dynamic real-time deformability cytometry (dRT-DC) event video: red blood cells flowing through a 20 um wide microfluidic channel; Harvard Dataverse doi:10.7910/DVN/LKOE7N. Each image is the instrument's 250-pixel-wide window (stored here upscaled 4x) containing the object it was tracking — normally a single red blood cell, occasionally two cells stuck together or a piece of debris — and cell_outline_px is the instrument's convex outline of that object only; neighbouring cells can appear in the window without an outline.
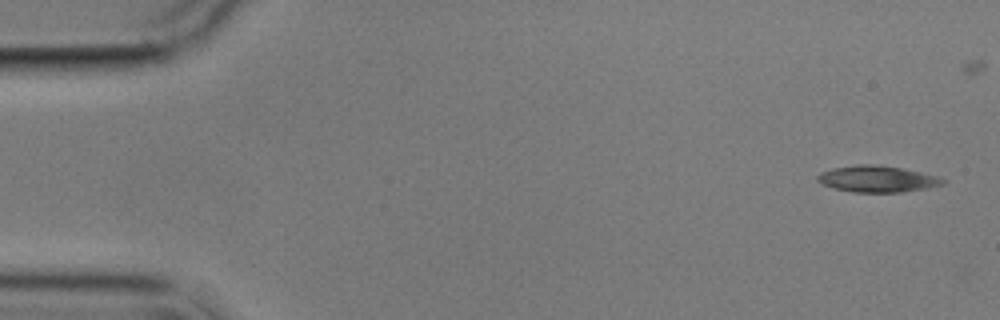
{"species": "common noctule bat (a hibernating species)", "species_latin": "Nyctalus noctula", "temperature_condition": "cold", "stored_images_in_passage": 5, "camera_frame_rate_fps": 3000, "um_per_image_px": 0.085, "animal": {"sex": "male", "body_mass_g": 17.9}, "frame": {"image": 1, "passage_image": 1, "time_ms": 0.0, "image_size_px": [1000, 320], "cell_outline_px": [[948, 180], [944, 184], [928, 188], [900, 192], [852, 192], [832, 188], [820, 184], [816, 180], [816, 176], [820, 172], [832, 168], [860, 164], [872, 164], [900, 168], [940, 176]], "centroid_in_image_um": [74.55, 15.21], "position_along_channel_um": 10.4, "area_um2": 19.48}}
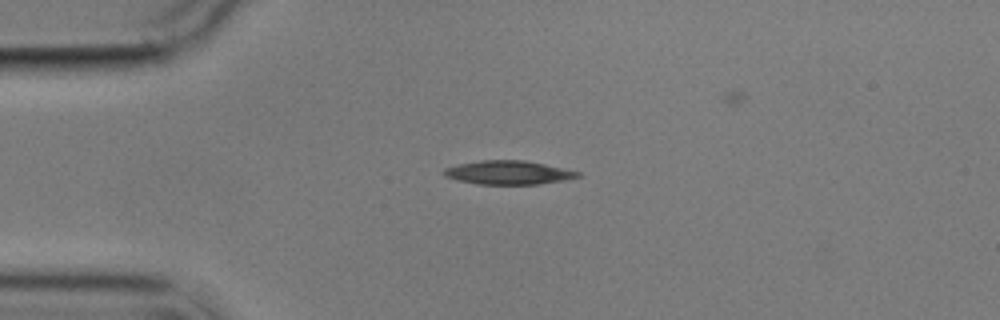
{"frame": {"image": 2, "passage_image": 4, "time_ms": 3.667, "image_size_px": [1000, 320], "cell_outline_px": [[580, 176], [564, 180], [536, 184], [476, 184], [456, 180], [444, 176], [444, 168], [456, 164], [480, 160], [524, 160], [544, 164], [580, 172]], "centroid_in_image_um": [43.15, 14.66], "position_along_channel_um": 41.9, "area_um2": 18.44}}